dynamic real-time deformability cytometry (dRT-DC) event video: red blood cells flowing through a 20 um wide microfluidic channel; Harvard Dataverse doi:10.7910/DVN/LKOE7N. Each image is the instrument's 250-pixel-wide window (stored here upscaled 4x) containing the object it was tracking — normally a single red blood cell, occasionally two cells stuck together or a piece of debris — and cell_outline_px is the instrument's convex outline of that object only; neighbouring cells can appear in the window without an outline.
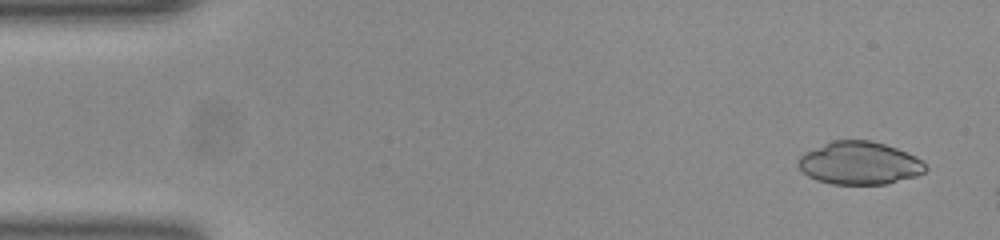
{"species": "common noctule bat (a hibernating species)", "species_latin": "Nyctalus noctula", "temperature_condition": "room temperature", "stored_images_in_passage": 47, "camera_frame_rate_fps": 3000, "um_per_image_px": 0.085, "animal": {"sex": "female", "body_mass_g": 23.0, "forearm_length_mm": 53.4}, "frame": {"image": 1, "passage_image": 3, "time_ms": 0.667, "image_size_px": [1000, 240], "cell_outline_px": [[928, 168], [924, 172], [916, 176], [888, 184], [832, 184], [816, 180], [808, 176], [800, 168], [800, 156], [804, 152], [832, 140], [868, 140], [884, 144], [896, 148], [916, 156]], "centroid_in_image_um": [73.07, 13.87], "position_along_channel_um": 11.9, "area_um2": 31.62}}